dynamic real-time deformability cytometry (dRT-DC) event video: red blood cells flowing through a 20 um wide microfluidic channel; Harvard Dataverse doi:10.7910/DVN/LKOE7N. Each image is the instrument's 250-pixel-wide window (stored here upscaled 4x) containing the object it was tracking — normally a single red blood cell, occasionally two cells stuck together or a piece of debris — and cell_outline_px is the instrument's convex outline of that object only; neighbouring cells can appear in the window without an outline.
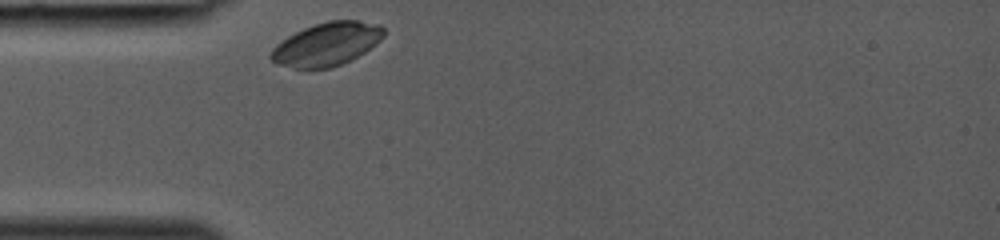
{"species": "common noctule bat (a hibernating species)", "species_latin": "Nyctalus noctula", "temperature_condition": "room temperature", "stored_images_in_passage": 24, "camera_frame_rate_fps": 3000, "um_per_image_px": 0.085, "animal": {"sex": "female", "body_mass_g": 19.0, "forearm_length_mm": 53.3}, "frame": {"image": 1, "passage_image": 1, "time_ms": 0.0, "image_size_px": [1000, 240], "cell_outline_px": [[384, 36], [376, 44], [364, 52], [332, 68], [312, 72], [292, 68], [276, 64], [268, 56], [272, 48], [276, 44], [288, 36], [304, 28], [328, 20], [356, 20], [380, 24], [384, 28]], "centroid_in_image_um": [27.73, 3.79], "position_along_channel_um": 57.3, "area_um2": 28.9}}
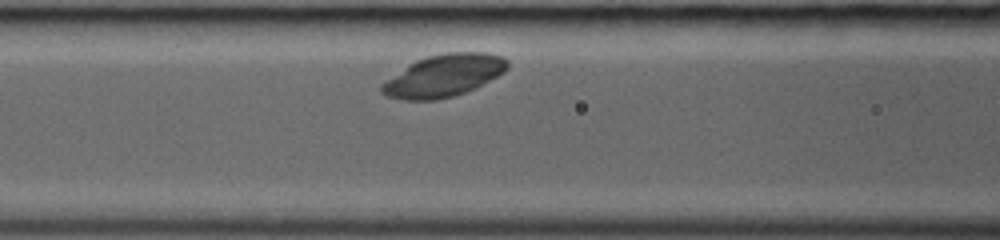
{"frame": {"image": 2, "passage_image": 6, "time_ms": 1.667, "image_size_px": [1000, 240], "cell_outline_px": [[508, 68], [504, 72], [464, 92], [452, 96], [436, 100], [404, 100], [384, 96], [380, 92], [380, 84], [408, 64], [416, 60], [428, 56], [444, 52], [488, 52], [504, 56], [508, 60]], "centroid_in_image_um": [37.68, 6.41], "position_along_channel_um": 128.9, "area_um2": 30.92}}
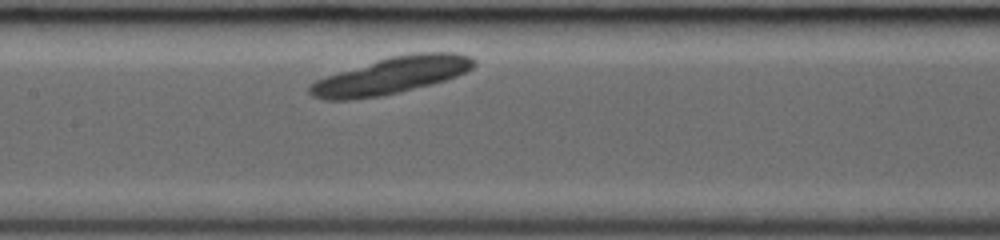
{"frame": {"image": 3, "passage_image": 9, "time_ms": 2.667, "image_size_px": [1000, 240], "cell_outline_px": [[476, 64], [472, 68], [456, 76], [432, 84], [400, 92], [380, 96], [352, 100], [324, 100], [312, 96], [308, 92], [308, 88], [316, 80], [388, 56], [416, 52], [456, 52], [468, 56], [476, 60]], "centroid_in_image_um": [33.27, 6.42], "position_along_channel_um": 174.1, "area_um2": 35.08}}